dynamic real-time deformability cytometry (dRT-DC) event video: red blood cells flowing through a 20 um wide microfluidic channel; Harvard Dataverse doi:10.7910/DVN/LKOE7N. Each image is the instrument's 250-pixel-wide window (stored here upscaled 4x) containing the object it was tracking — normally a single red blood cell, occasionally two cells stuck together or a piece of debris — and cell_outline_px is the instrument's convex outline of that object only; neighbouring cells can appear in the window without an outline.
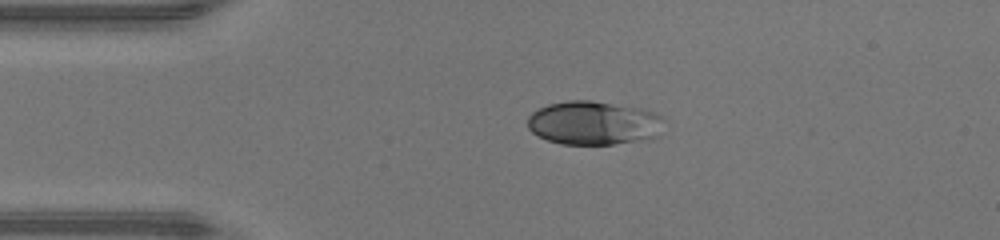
{"species": "human", "species_latin": "Homo sapiens", "temperature_condition": "warm", "stored_images_in_passage": 37, "camera_frame_rate_fps": 3000, "um_per_image_px": 0.085, "donor": {"sex": "male"}, "frame": {"image": 1, "passage_image": 1, "time_ms": 0.0, "image_size_px": [1000, 240], "cell_outline_px": [[664, 120], [660, 136], [652, 140], [612, 144], [560, 144], [548, 140], [532, 132], [528, 128], [528, 116], [532, 112], [548, 104], [568, 100], [592, 100], [640, 108], [656, 112], [664, 116]], "centroid_in_image_um": [50.54, 10.46], "position_along_channel_um": 34.5, "area_um2": 35.37}}
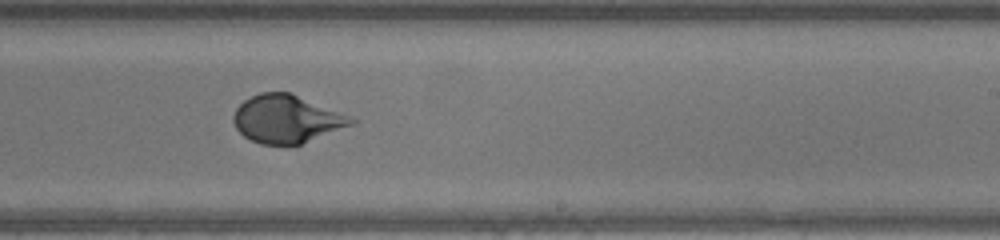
{"frame": {"image": 2, "passage_image": 19, "time_ms": 6.0, "image_size_px": [1000, 240], "cell_outline_px": [[356, 124], [300, 144], [260, 144], [244, 136], [236, 128], [232, 120], [232, 116], [236, 108], [244, 100], [260, 92], [288, 92], [348, 116], [356, 120]], "centroid_in_image_um": [24.33, 10.12], "position_along_channel_um": 264.7, "area_um2": 32.37}}
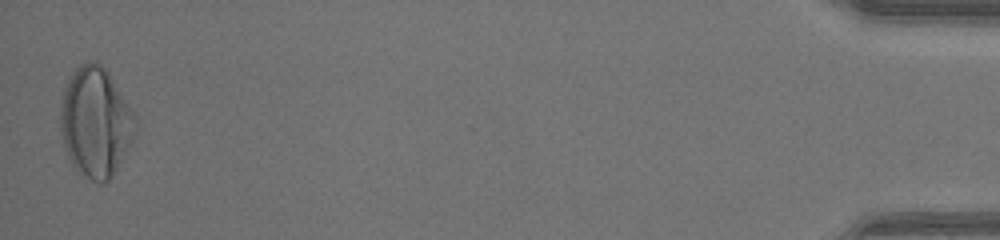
{"frame": {"image": 3, "passage_image": 37, "time_ms": 12.0, "image_size_px": [1000, 240], "cell_outline_px": [[136, 132], [132, 140], [116, 168], [108, 180], [104, 184], [100, 184], [80, 176], [76, 172], [68, 160], [64, 148], [60, 128], [60, 100], [68, 76], [80, 64], [92, 60], [100, 64], [108, 72], [132, 112], [136, 120]], "centroid_in_image_um": [8.06, 10.41], "position_along_channel_um": 427.1, "area_um2": 48.09}, "authors_computed_cell_mechanics": {"area_um2": 33.4084, "velocity_mm_per_s": 4.4052, "shape_relaxation_time_tau1_ms": 3.5068, "shape_relaxation_time_tau2_ms": null, "deformation_change_tau1": 0.2093, "deformation_change_tau2": null}}